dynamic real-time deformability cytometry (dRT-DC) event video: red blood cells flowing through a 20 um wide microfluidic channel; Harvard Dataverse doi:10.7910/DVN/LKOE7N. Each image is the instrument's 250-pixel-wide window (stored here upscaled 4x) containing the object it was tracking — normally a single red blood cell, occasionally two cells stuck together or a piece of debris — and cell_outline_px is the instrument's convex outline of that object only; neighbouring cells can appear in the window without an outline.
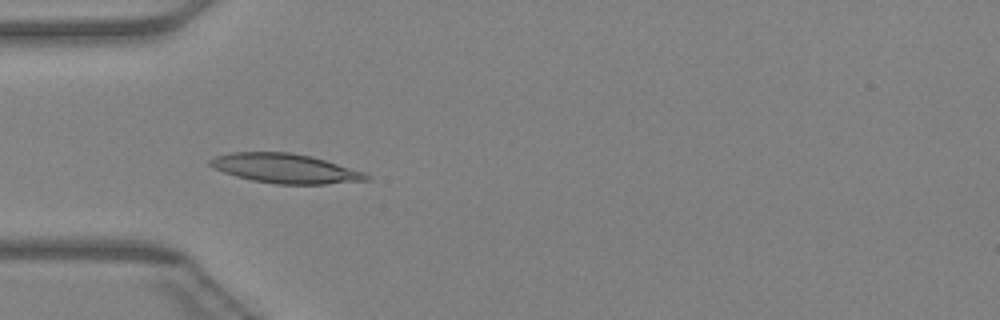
{"species": "Egyptian fruit bat (a non-hibernating species)", "species_latin": "Rousettus aegyptiacus", "temperature_condition": "warm", "stored_images_in_passage": 37, "camera_frame_rate_fps": 3000, "um_per_image_px": 0.085, "animal": {"sex": "female"}, "frame": {"image": 1, "passage_image": 5, "time_ms": 1.333, "image_size_px": [1000, 320], "cell_outline_px": [[372, 176], [368, 180], [324, 184], [276, 184], [252, 180], [236, 176], [212, 168], [208, 164], [208, 160], [216, 156], [232, 152], [288, 152], [312, 156], [364, 172]], "centroid_in_image_um": [24.23, 14.31], "position_along_channel_um": 60.8, "area_um2": 26.76}}
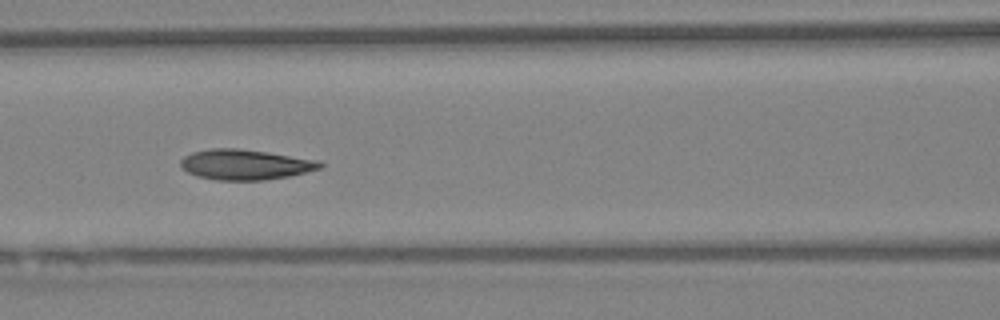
{"frame": {"image": 2, "passage_image": 11, "time_ms": 3.333, "image_size_px": [1000, 320], "cell_outline_px": [[324, 164], [320, 168], [288, 176], [264, 180], [216, 180], [196, 176], [180, 168], [180, 160], [184, 156], [192, 152], [212, 148], [236, 148], [320, 160]], "centroid_in_image_um": [20.79, 13.99], "position_along_channel_um": 145.8, "area_um2": 24.51}}
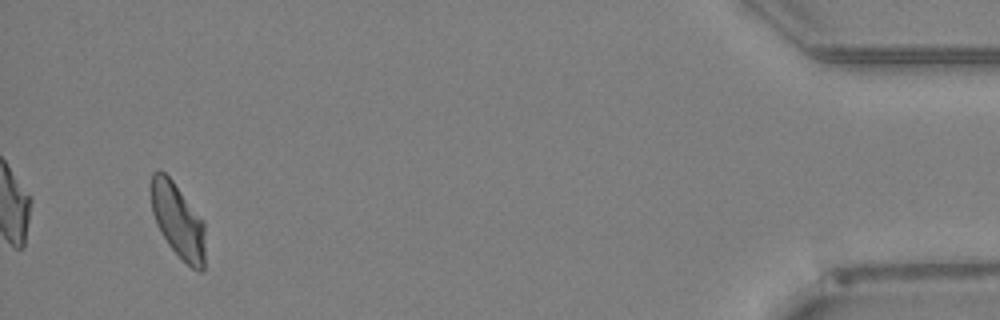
{"frame": {"image": 3, "passage_image": 35, "time_ms": 11.333, "image_size_px": [1000, 320], "cell_outline_px": [[204, 268], [200, 272], [192, 268], [168, 244], [156, 224], [152, 212], [152, 172], [160, 168], [172, 180], [204, 220]], "centroid_in_image_um": [15.13, 18.73], "position_along_channel_um": 420.1, "area_um2": 23.24}}